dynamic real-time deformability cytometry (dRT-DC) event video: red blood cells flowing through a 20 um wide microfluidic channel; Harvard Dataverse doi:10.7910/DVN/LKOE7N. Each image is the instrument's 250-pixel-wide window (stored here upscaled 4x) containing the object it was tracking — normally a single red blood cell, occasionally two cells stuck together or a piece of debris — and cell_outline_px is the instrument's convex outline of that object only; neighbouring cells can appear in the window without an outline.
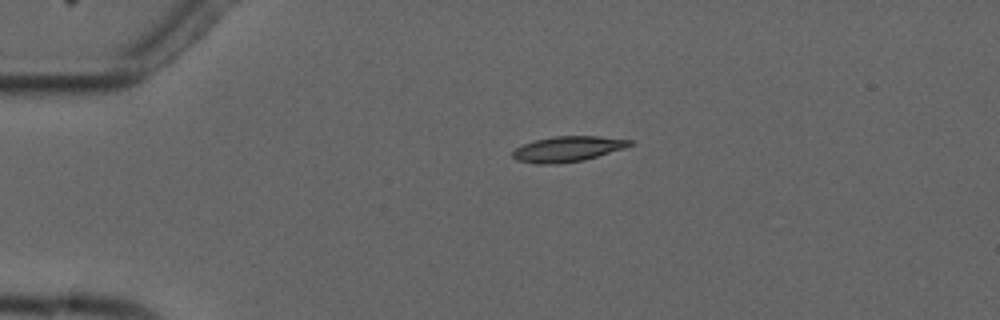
{"species": "common noctule bat (a hibernating species)", "species_latin": "Nyctalus noctula", "temperature_condition": "cold", "stored_images_in_passage": 5, "camera_frame_rate_fps": 3000, "um_per_image_px": 0.085, "animal": {"sex": "male", "forearm_length_mm": 52.5}, "frame": {"image": 1, "passage_image": 4, "time_ms": 3.333, "image_size_px": [1000, 320], "cell_outline_px": [[636, 144], [624, 148], [584, 160], [556, 164], [536, 164], [516, 160], [512, 156], [512, 152], [516, 148], [524, 144], [536, 140], [552, 136], [600, 136], [632, 140]], "centroid_in_image_um": [48.27, 12.66], "position_along_channel_um": 36.7, "area_um2": 17.4}}